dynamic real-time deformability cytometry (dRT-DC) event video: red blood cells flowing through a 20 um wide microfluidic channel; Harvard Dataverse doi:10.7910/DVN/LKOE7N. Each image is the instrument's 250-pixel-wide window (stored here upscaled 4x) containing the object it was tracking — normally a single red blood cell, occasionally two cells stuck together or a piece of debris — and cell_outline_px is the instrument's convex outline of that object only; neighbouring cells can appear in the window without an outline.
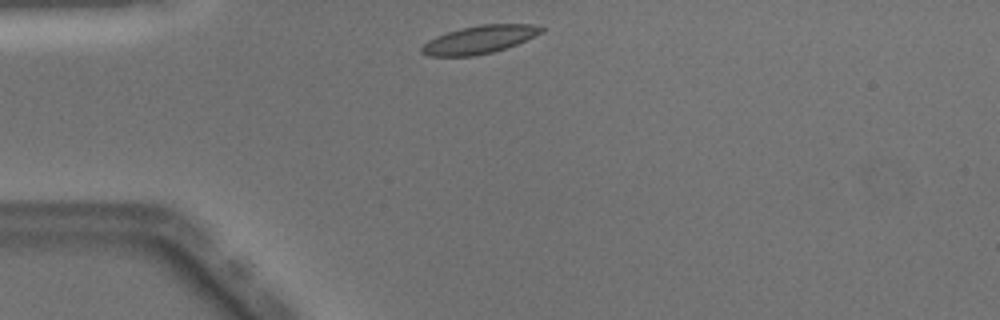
{"species": "Egyptian fruit bat (a non-hibernating species)", "species_latin": "Rousettus aegyptiacus", "temperature_condition": "warm", "stored_images_in_passage": 38, "camera_frame_rate_fps": 3000, "um_per_image_px": 0.085, "animal": {"sex": "male"}, "frame": {"image": 1, "passage_image": 1, "time_ms": 0.0, "image_size_px": [1000, 320], "cell_outline_px": [[544, 32], [516, 44], [492, 52], [472, 56], [428, 56], [420, 52], [420, 48], [428, 40], [436, 36], [460, 28], [480, 24], [532, 24], [544, 28]], "centroid_in_image_um": [40.73, 3.36], "position_along_channel_um": 44.3, "area_um2": 19.42}}
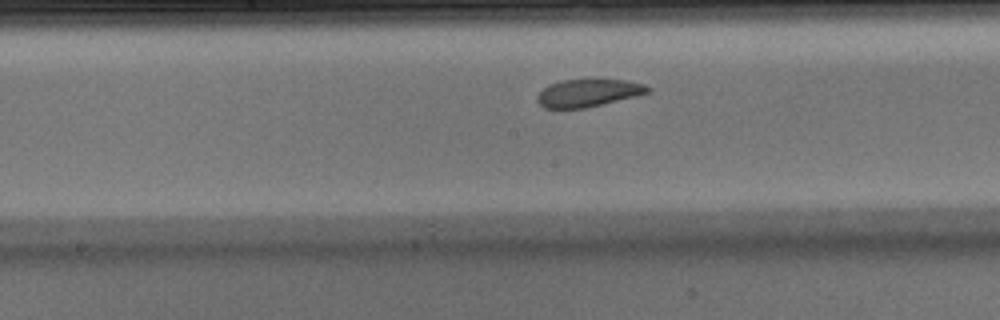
{"frame": {"image": 2, "passage_image": 14, "time_ms": 4.333, "image_size_px": [1000, 320], "cell_outline_px": [[652, 88], [648, 92], [636, 96], [584, 108], [544, 108], [536, 100], [536, 96], [548, 84], [560, 80], [628, 80], [644, 84]], "centroid_in_image_um": [49.98, 7.89], "position_along_channel_um": 198.2, "area_um2": 17.63}}
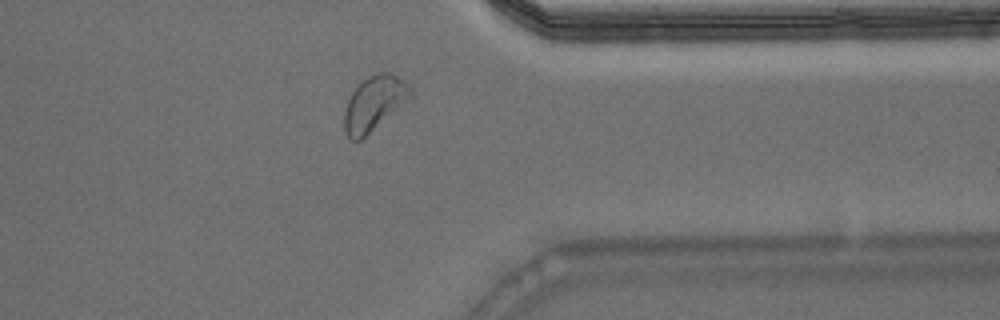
{"frame": {"image": 3, "passage_image": 28, "time_ms": 9.0, "image_size_px": [1000, 320], "cell_outline_px": [[416, 96], [360, 140], [352, 140], [344, 132], [344, 112], [348, 100], [352, 92], [360, 80], [376, 72], [392, 72], [404, 80], [412, 88]], "centroid_in_image_um": [31.86, 8.74], "position_along_channel_um": 379.5, "area_um2": 21.68}, "authors_computed_cell_mechanics": {"area_um2": 19.4786, "velocity_mm_per_s": 4.0288, "shape_relaxation_time_tau1_ms": 3.5753, "shape_relaxation_time_tau2_ms": 2.9498, "deformation_change_tau1": 0.1187, "deformation_change_tau2": 0.1018}}